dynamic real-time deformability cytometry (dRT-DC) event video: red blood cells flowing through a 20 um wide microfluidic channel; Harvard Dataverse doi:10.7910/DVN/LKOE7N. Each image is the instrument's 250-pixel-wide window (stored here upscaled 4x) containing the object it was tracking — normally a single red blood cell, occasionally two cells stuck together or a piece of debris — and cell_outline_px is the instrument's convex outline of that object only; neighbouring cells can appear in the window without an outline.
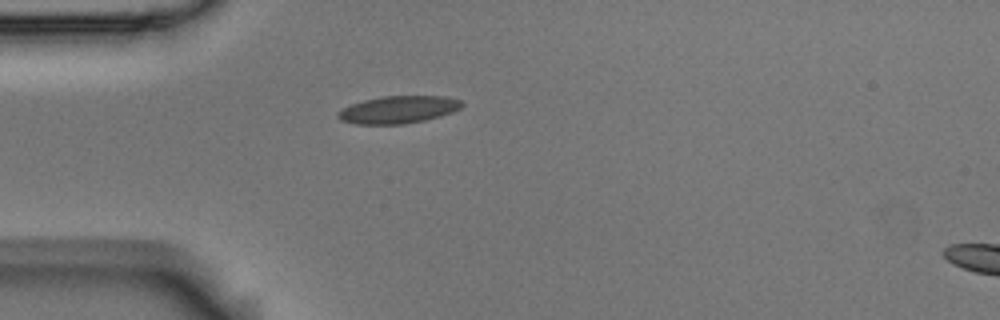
{"species": "Egyptian fruit bat (a non-hibernating species)", "species_latin": "Rousettus aegyptiacus", "temperature_condition": "room temperature", "stored_images_in_passage": 41, "camera_frame_rate_fps": 3000, "um_per_image_px": 0.085, "animal": {"sex": "male"}, "frame": {"image": 1, "passage_image": 1, "time_ms": 0.0, "image_size_px": [1000, 320], "cell_outline_px": [[464, 104], [460, 108], [452, 112], [440, 116], [424, 120], [404, 124], [356, 124], [340, 120], [336, 116], [336, 112], [352, 104], [364, 100], [380, 96], [444, 96], [460, 100]], "centroid_in_image_um": [33.84, 9.32], "position_along_channel_um": 51.2, "area_um2": 19.77}}
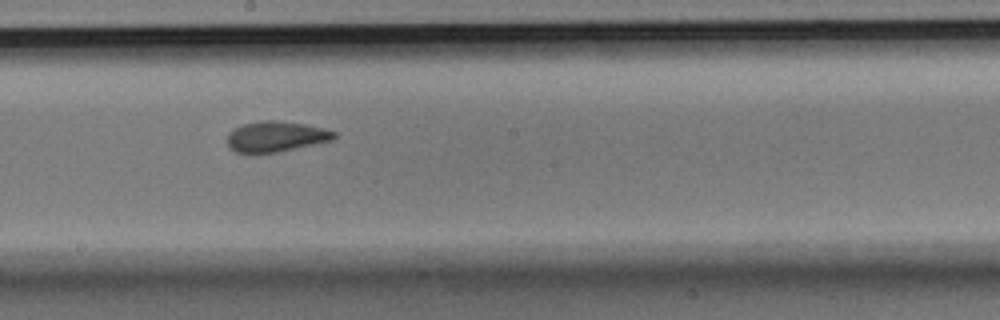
{"frame": {"image": 2, "passage_image": 16, "time_ms": 5.0, "image_size_px": [1000, 320], "cell_outline_px": [[336, 136], [332, 140], [276, 152], [256, 156], [252, 156], [236, 152], [228, 144], [228, 132], [232, 128], [244, 124], [264, 120], [276, 120], [304, 124], [324, 128], [336, 132]], "centroid_in_image_um": [23.39, 11.63], "position_along_channel_um": 224.8, "area_um2": 19.31}}
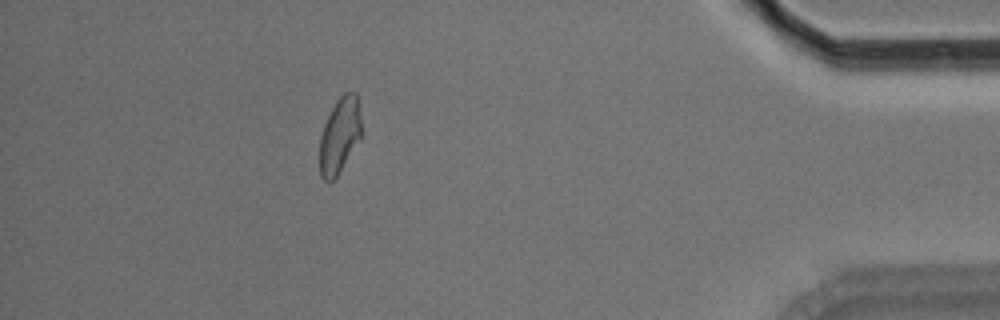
{"frame": {"image": 3, "passage_image": 35, "time_ms": 11.333, "image_size_px": [1000, 320], "cell_outline_px": [[360, 140], [336, 176], [328, 184], [320, 176], [320, 136], [324, 124], [336, 100], [344, 92], [356, 92], [360, 116]], "centroid_in_image_um": [28.85, 11.51], "position_along_channel_um": 406.3, "area_um2": 18.21}, "authors_computed_cell_mechanics": {"area_um2": 19.2474, "velocity_mm_per_s": 3.6499, "shape_relaxation_time_tau1_ms": 7.3517, "shape_relaxation_time_tau2_ms": 1.6173, "deformation_change_tau1": 0.1443, "deformation_change_tau2": 0.0662}}